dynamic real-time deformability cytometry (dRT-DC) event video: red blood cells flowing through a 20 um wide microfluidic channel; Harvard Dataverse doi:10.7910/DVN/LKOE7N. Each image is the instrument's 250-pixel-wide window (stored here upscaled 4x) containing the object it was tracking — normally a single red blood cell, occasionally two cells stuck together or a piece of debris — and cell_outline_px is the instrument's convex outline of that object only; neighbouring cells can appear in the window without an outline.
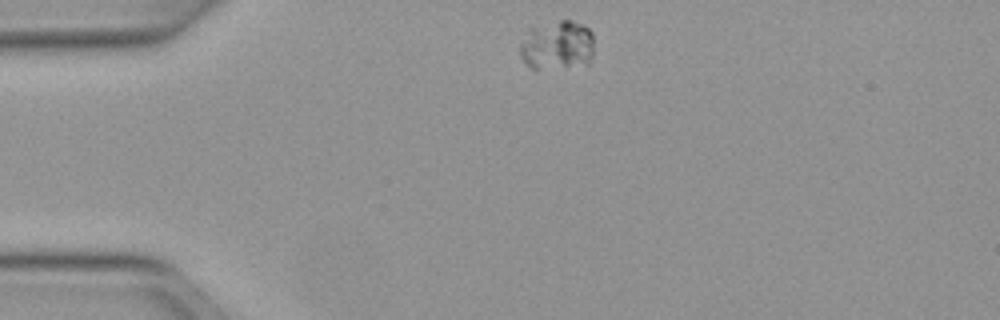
{"species": "Egyptian fruit bat (a non-hibernating species)", "species_latin": "Rousettus aegyptiacus", "temperature_condition": "warm", "stored_images_in_passage": 42, "camera_frame_rate_fps": 3000, "um_per_image_px": 0.085, "animal": {"sex": "female"}, "frame": {"image": 1, "passage_image": 1, "time_ms": 0.0, "image_size_px": [1000, 320], "cell_outline_px": [[592, 60], [588, 64], [536, 72], [524, 64], [520, 56], [520, 44], [528, 28], [560, 20], [572, 20], [584, 24], [592, 32]], "centroid_in_image_um": [47.32, 3.89], "position_along_channel_um": 37.7, "area_um2": 22.08}}
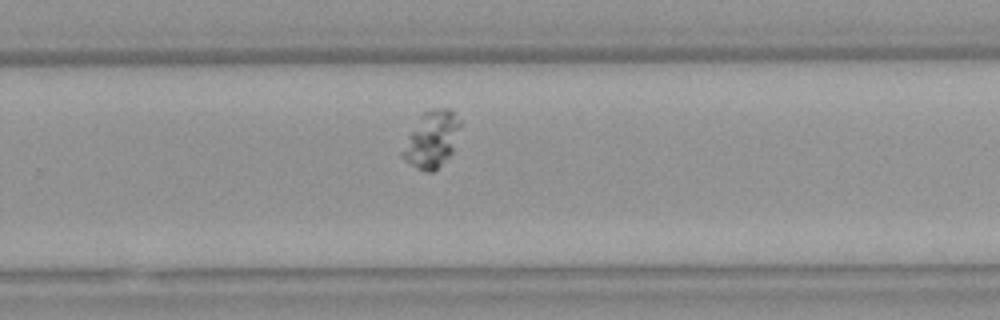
{"frame": {"image": 2, "passage_image": 24, "time_ms": 7.667, "image_size_px": [1000, 320], "cell_outline_px": [[460, 124], [452, 152], [432, 172], [428, 172], [416, 168], [404, 160], [400, 156], [400, 152], [408, 136], [420, 116], [424, 112], [432, 108], [448, 108], [460, 120]], "centroid_in_image_um": [36.66, 11.84], "position_along_channel_um": 293.1, "area_um2": 18.61}}
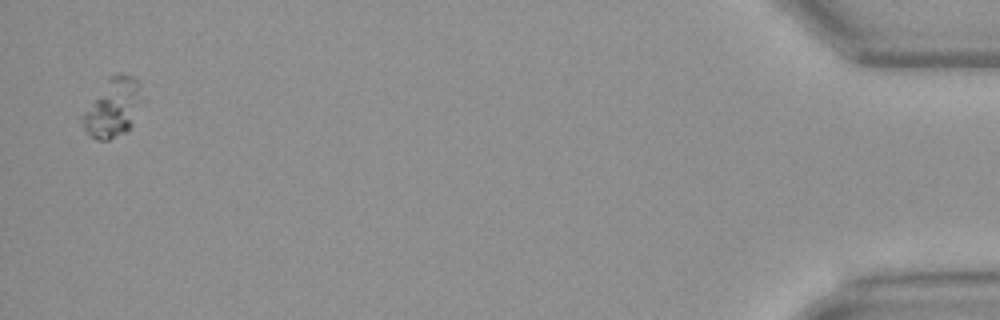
{"frame": {"image": 3, "passage_image": 41, "time_ms": 13.333, "image_size_px": [1000, 320], "cell_outline_px": [[148, 100], [132, 124], [124, 132], [108, 140], [96, 140], [80, 124], [80, 116], [104, 76], [116, 72], [124, 72], [136, 76]], "centroid_in_image_um": [9.65, 9.02], "position_along_channel_um": 425.6, "area_um2": 22.2}}